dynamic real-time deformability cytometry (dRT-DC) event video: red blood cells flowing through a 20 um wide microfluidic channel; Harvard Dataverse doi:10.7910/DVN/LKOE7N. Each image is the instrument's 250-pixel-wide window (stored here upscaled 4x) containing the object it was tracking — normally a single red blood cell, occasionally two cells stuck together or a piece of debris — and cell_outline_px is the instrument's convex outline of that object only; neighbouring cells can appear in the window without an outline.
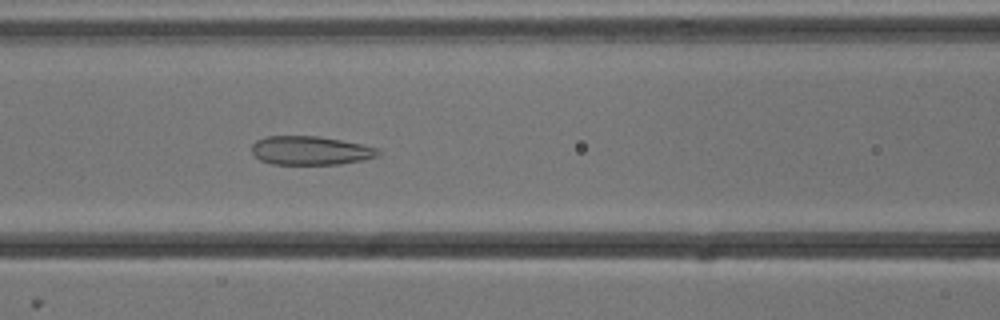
{"species": "common noctule bat (a hibernating species)", "species_latin": "Nyctalus noctula", "temperature_condition": "cold", "stored_images_in_passage": 26, "camera_frame_rate_fps": 3000, "um_per_image_px": 0.085, "animal": {"sex": "male", "body_mass_g": 13.3}, "frame": {"image": 1, "passage_image": 10, "time_ms": 3.0, "image_size_px": [1000, 320], "cell_outline_px": [[380, 152], [376, 156], [364, 160], [340, 164], [272, 164], [260, 160], [252, 152], [252, 144], [256, 140], [268, 136], [320, 136], [380, 148]], "centroid_in_image_um": [26.39, 12.79], "position_along_channel_um": 140.2, "area_um2": 21.15}}
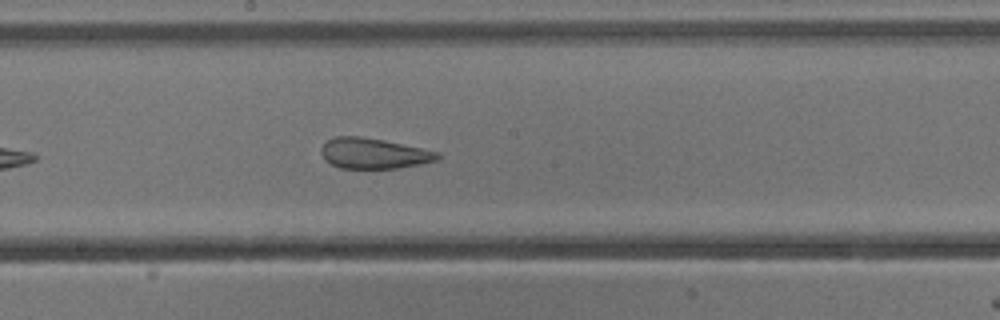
{"frame": {"image": 2, "passage_image": 16, "time_ms": 5.0, "image_size_px": [1000, 320], "cell_outline_px": [[440, 156], [436, 160], [420, 164], [396, 168], [340, 168], [324, 160], [320, 152], [320, 148], [328, 140], [336, 136], [360, 136], [384, 140], [440, 152]], "centroid_in_image_um": [31.74, 13.03], "position_along_channel_um": 216.5, "area_um2": 20.63}}
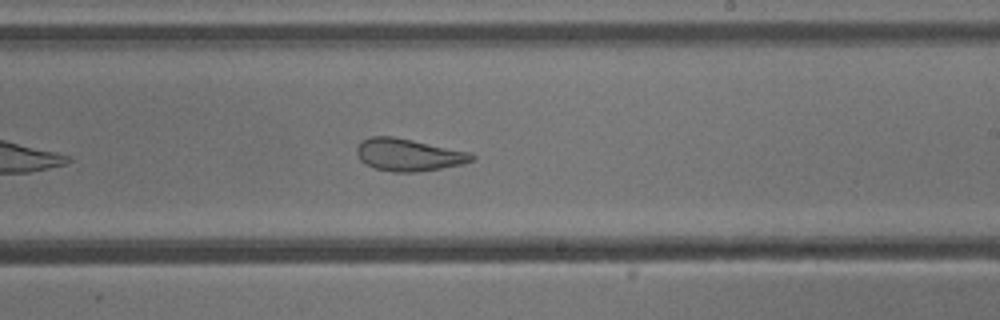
{"frame": {"image": 3, "passage_image": 19, "time_ms": 6.0, "image_size_px": [1000, 320], "cell_outline_px": [[476, 160], [464, 164], [416, 172], [392, 172], [376, 168], [360, 160], [356, 152], [356, 148], [360, 140], [372, 136], [392, 136], [472, 152], [476, 156]], "centroid_in_image_um": [34.76, 13.15], "position_along_channel_um": 254.2, "area_um2": 21.79}}